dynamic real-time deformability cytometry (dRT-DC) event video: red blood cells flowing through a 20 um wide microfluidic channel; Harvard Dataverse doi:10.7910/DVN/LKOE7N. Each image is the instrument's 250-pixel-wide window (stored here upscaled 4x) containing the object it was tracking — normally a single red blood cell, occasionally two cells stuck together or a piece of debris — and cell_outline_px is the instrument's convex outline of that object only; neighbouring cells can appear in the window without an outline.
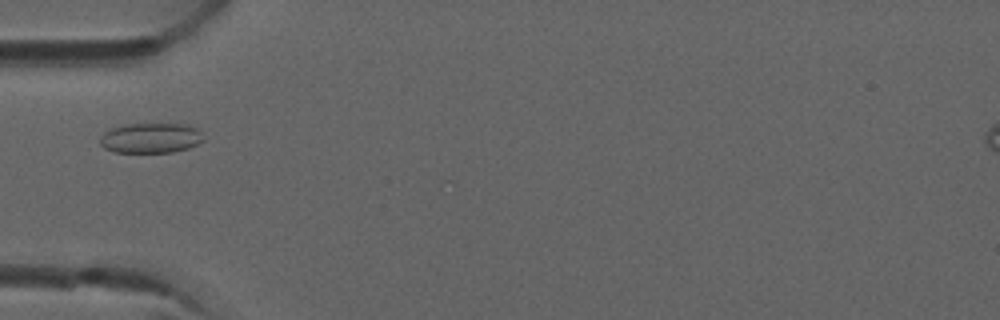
{"species": "common noctule bat (a hibernating species)", "species_latin": "Nyctalus noctula", "temperature_condition": "room temperature", "stored_images_in_passage": 3, "camera_frame_rate_fps": 3000, "um_per_image_px": 0.085, "animal": {"sex": "male", "forearm_length_mm": 52.5}, "frame": {"image": 1, "passage_image": 3, "time_ms": 0.667, "image_size_px": [1000, 320], "cell_outline_px": [[204, 140], [200, 144], [188, 148], [172, 152], [116, 152], [104, 148], [100, 144], [100, 136], [104, 132], [112, 128], [124, 124], [188, 124], [196, 128], [200, 132]], "centroid_in_image_um": [12.82, 11.73], "position_along_channel_um": 72.2, "area_um2": 18.21}}